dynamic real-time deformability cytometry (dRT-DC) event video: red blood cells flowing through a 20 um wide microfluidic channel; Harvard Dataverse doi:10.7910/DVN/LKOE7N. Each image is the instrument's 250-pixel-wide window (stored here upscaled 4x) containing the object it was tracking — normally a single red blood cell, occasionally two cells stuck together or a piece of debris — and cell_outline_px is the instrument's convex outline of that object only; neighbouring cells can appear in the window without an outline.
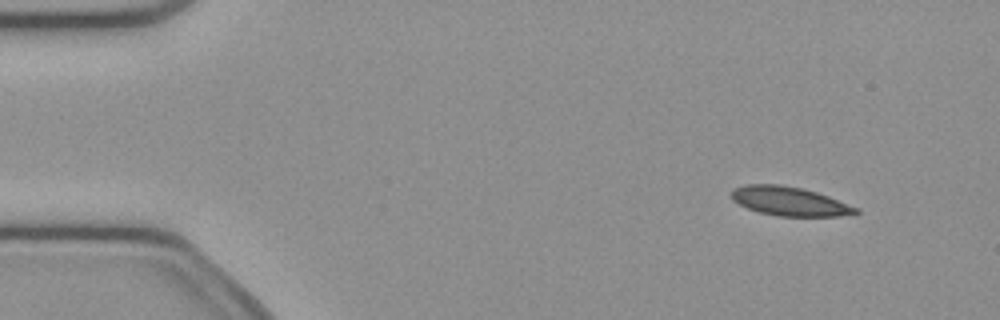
{"species": "common noctule bat (a hibernating species)", "species_latin": "Nyctalus noctula", "temperature_condition": "cold", "stored_images_in_passage": 49, "camera_frame_rate_fps": 3000, "um_per_image_px": 0.085, "animal": {"sex": "female", "body_mass_g": 21.9}, "frame": {"image": 1, "passage_image": 1, "time_ms": 0.0, "image_size_px": [1000, 320], "cell_outline_px": [[860, 212], [840, 216], [776, 216], [760, 212], [748, 208], [732, 200], [732, 188], [744, 184], [780, 184], [804, 188], [828, 196], [860, 208]], "centroid_in_image_um": [67.11, 17.1], "position_along_channel_um": 17.9, "area_um2": 21.1}}
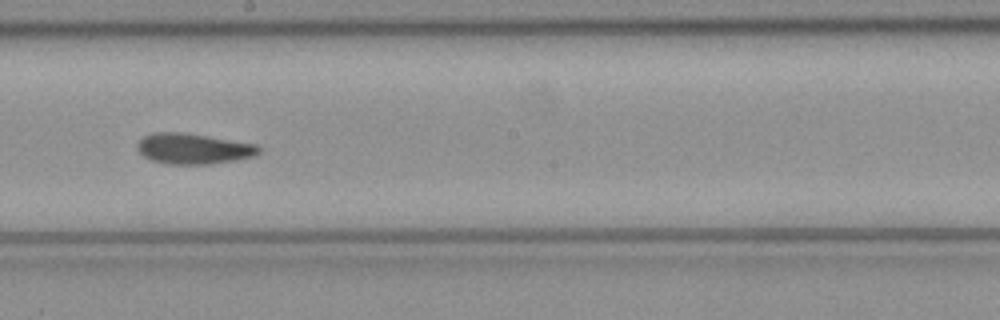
{"frame": {"image": 2, "passage_image": 25, "time_ms": 8.0, "image_size_px": [1000, 320], "cell_outline_px": [[260, 152], [256, 156], [236, 160], [208, 164], [168, 164], [152, 160], [144, 156], [136, 148], [136, 144], [144, 136], [152, 132], [184, 132], [256, 144], [260, 148]], "centroid_in_image_um": [16.43, 12.63], "position_along_channel_um": 231.8, "area_um2": 21.73}}
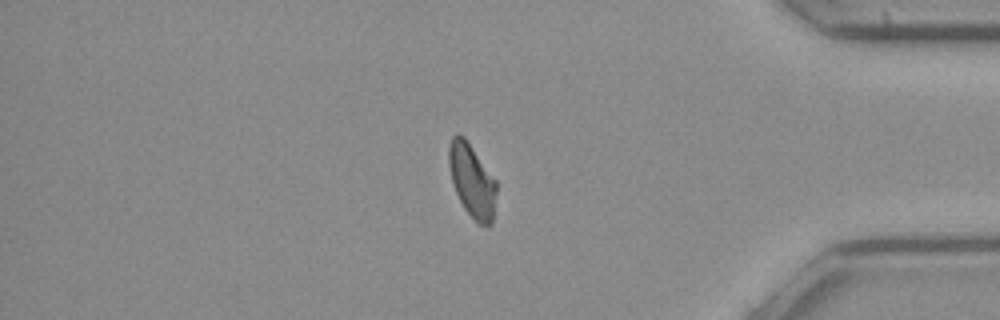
{"frame": {"image": 3, "passage_image": 40, "time_ms": 13.0, "image_size_px": [1000, 320], "cell_outline_px": [[496, 192], [492, 224], [476, 224], [464, 208], [456, 192], [452, 180], [448, 164], [448, 148], [452, 136], [456, 132], [464, 136], [496, 180]], "centroid_in_image_um": [40.1, 15.33], "position_along_channel_um": 395.1, "area_um2": 20.29}}